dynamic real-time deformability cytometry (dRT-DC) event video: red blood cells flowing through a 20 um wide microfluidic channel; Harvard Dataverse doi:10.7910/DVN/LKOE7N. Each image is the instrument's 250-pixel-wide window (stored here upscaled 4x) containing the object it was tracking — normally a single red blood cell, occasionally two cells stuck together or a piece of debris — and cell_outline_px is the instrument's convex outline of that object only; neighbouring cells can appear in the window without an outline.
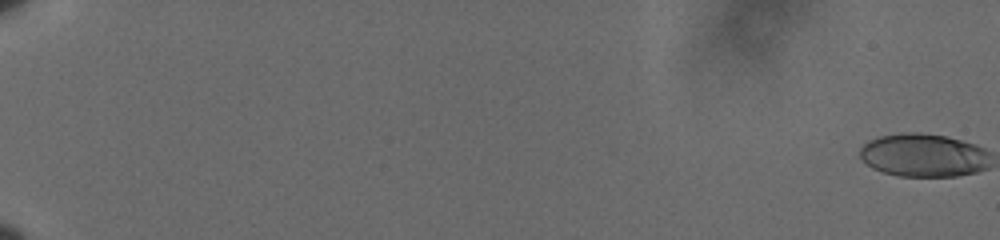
{"species": "human", "species_latin": "Homo sapiens", "temperature_condition": "cold", "stored_images_in_passage": 63, "camera_frame_rate_fps": 3000, "um_per_image_px": 0.085, "donor": {"sex": "male"}, "frame": {"image": 1, "passage_image": 1, "time_ms": 0.0, "image_size_px": [1000, 240], "cell_outline_px": [[976, 168], [972, 172], [952, 176], [904, 176], [888, 172], [876, 168], [868, 164], [864, 160], [864, 148], [868, 144], [876, 140], [888, 136], [940, 136], [956, 140], [968, 144], [976, 148]], "centroid_in_image_um": [78.3, 13.26], "position_along_channel_um": 6.7, "area_um2": 28.03}}
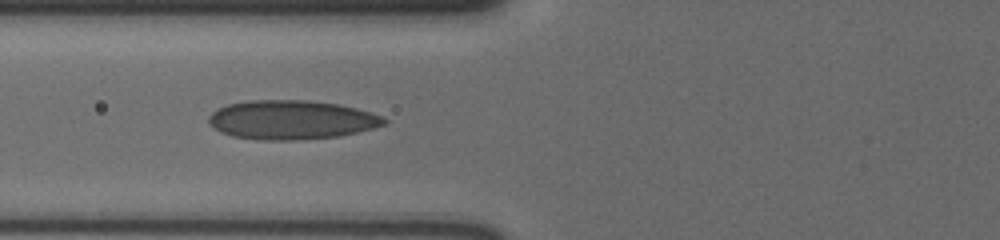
{"frame": {"image": 2, "passage_image": 29, "time_ms": 9.333, "image_size_px": [1000, 240], "cell_outline_px": [[384, 120], [380, 124], [352, 132], [328, 136], [240, 136], [216, 128], [212, 124], [212, 116], [220, 108], [232, 104], [332, 104], [364, 112], [376, 116]], "centroid_in_image_um": [24.77, 10.19], "position_along_channel_um": 101.0, "area_um2": 33.18}}
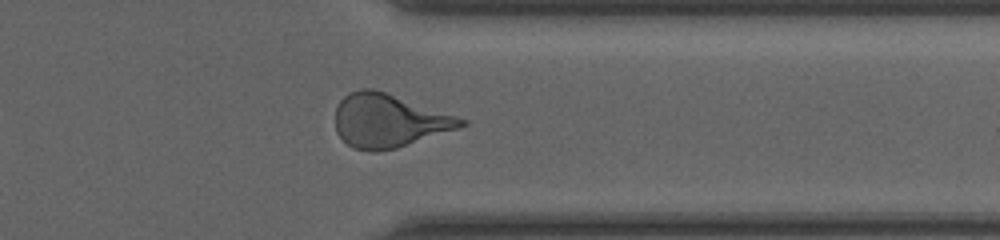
{"frame": {"image": 3, "passage_image": 52, "time_ms": 17.0, "image_size_px": [1000, 240], "cell_outline_px": [[464, 124], [392, 148], [356, 148], [348, 144], [340, 136], [336, 128], [336, 108], [352, 92], [380, 92], [464, 120]], "centroid_in_image_um": [32.93, 10.28], "position_along_channel_um": 378.5, "area_um2": 35.08}, "authors_computed_cell_mechanics": {"area_um2": 32.8882, "velocity_mm_per_s": 3.6204, "shape_relaxation_time_tau1_ms": 5.2174, "shape_relaxation_time_tau2_ms": 1.3638, "deformation_change_tau1": 0.1906, "deformation_change_tau2": 0.0967}}